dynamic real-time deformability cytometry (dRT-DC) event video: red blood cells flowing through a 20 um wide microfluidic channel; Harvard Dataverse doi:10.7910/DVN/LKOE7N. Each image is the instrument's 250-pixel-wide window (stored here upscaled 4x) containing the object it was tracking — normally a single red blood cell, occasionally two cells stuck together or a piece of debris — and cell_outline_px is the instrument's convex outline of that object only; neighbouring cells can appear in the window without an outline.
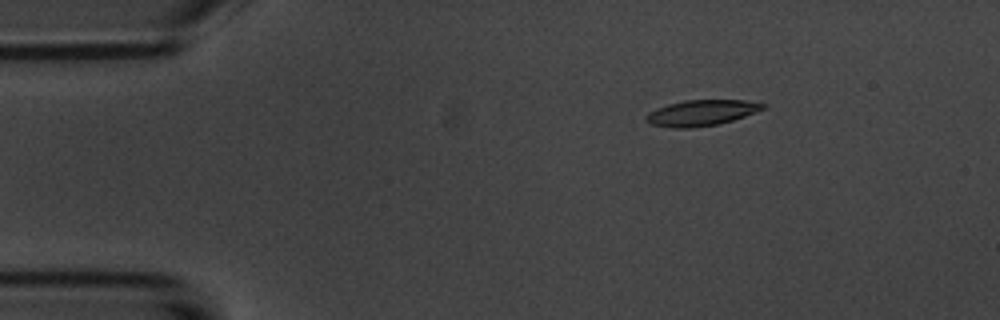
{"species": "common noctule bat (a hibernating species)", "species_latin": "Nyctalus noctula", "temperature_condition": "room temperature", "stored_images_in_passage": 5, "camera_frame_rate_fps": 3000, "um_per_image_px": 0.085, "animal": {"sex": "male", "body_mass_g": 20.1, "forearm_length_mm": 53.5}, "frame": {"image": 1, "passage_image": 3, "time_ms": 2.333, "image_size_px": [1000, 320], "cell_outline_px": [[768, 104], [764, 108], [756, 112], [732, 120], [716, 124], [692, 128], [672, 128], [652, 124], [644, 116], [648, 112], [656, 108], [668, 104], [684, 100], [744, 100]], "centroid_in_image_um": [59.61, 9.58], "position_along_channel_um": 25.4, "area_um2": 17.46}}